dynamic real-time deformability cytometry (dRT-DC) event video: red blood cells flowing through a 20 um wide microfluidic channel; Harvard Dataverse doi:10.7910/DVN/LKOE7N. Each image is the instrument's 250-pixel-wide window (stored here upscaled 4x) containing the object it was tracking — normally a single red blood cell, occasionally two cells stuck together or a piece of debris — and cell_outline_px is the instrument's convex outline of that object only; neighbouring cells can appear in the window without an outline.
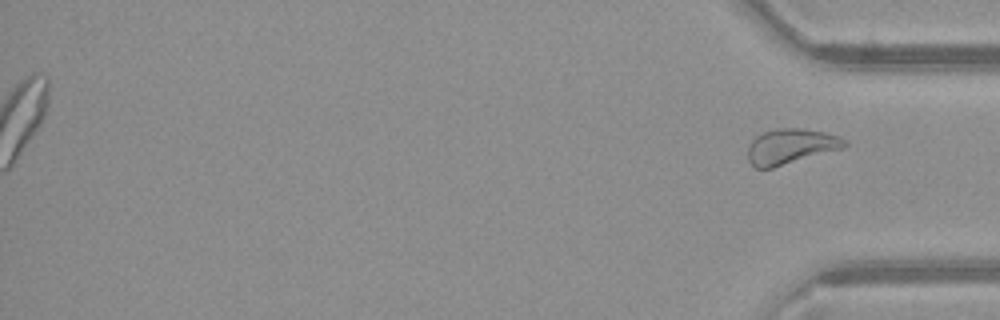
{"species": "common noctule bat (a hibernating species)", "species_latin": "Nyctalus noctula", "temperature_condition": "warm", "stored_images_in_passage": 52, "segment_of_instrument_passage": [2, 2], "camera_frame_rate_fps": 3000, "um_per_image_px": 0.085, "animal": {"sex": "female", "body_mass_g": 21.9}, "frame": {"image": 1, "passage_image": 52, "time_ms": 17.0, "image_size_px": [1000, 320], "cell_outline_px": [[848, 144], [844, 148], [772, 168], [756, 168], [748, 160], [748, 148], [752, 140], [756, 136], [764, 132], [776, 128], [800, 128], [824, 132], [840, 136], [848, 140]], "centroid_in_image_um": [67.24, 12.44], "position_along_channel_um": 368.0, "area_um2": 19.94}}